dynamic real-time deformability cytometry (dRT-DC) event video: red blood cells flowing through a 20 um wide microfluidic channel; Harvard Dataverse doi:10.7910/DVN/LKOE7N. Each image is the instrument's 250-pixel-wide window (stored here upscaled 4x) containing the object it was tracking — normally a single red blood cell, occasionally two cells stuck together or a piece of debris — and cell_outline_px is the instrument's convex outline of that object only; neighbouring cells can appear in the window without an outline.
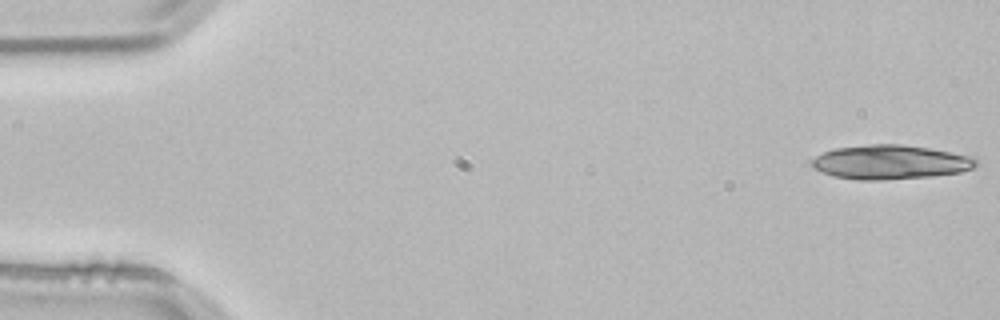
{"species": "common noctule bat (a hibernating species)", "species_latin": "Nyctalus noctula", "temperature_condition": "room temperature", "stored_images_in_passage": 19, "camera_frame_rate_fps": 3000, "um_per_image_px": 0.085, "animal": {"sex": "male", "body_mass_g": 21.5, "forearm_length_mm": 52.0}, "frame": {"image": 1, "passage_image": 1, "time_ms": 0.0, "image_size_px": [1000, 320], "cell_outline_px": [[976, 164], [972, 168], [960, 172], [932, 176], [880, 180], [860, 180], [836, 176], [812, 168], [812, 160], [816, 156], [824, 152], [836, 148], [868, 144], [900, 144], [928, 148], [968, 156], [976, 160]], "centroid_in_image_um": [75.64, 13.78], "position_along_channel_um": 9.4, "area_um2": 32.19}}